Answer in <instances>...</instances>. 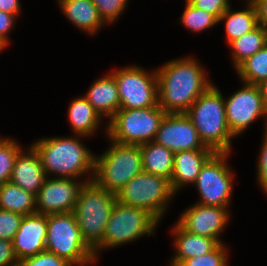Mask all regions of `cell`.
<instances>
[{
    "label": "cell",
    "instance_id": "cell-1",
    "mask_svg": "<svg viewBox=\"0 0 267 266\" xmlns=\"http://www.w3.org/2000/svg\"><path fill=\"white\" fill-rule=\"evenodd\" d=\"M199 60L189 55L174 58L156 69L158 105L166 113H186L212 84Z\"/></svg>",
    "mask_w": 267,
    "mask_h": 266
},
{
    "label": "cell",
    "instance_id": "cell-2",
    "mask_svg": "<svg viewBox=\"0 0 267 266\" xmlns=\"http://www.w3.org/2000/svg\"><path fill=\"white\" fill-rule=\"evenodd\" d=\"M72 135L39 138L30 145L39 154L47 177L74 178L84 183L92 181L95 154L81 141L89 137Z\"/></svg>",
    "mask_w": 267,
    "mask_h": 266
},
{
    "label": "cell",
    "instance_id": "cell-3",
    "mask_svg": "<svg viewBox=\"0 0 267 266\" xmlns=\"http://www.w3.org/2000/svg\"><path fill=\"white\" fill-rule=\"evenodd\" d=\"M185 114L206 147L215 153L232 152V139L236 137L227 124L224 96L214 83L193 102Z\"/></svg>",
    "mask_w": 267,
    "mask_h": 266
},
{
    "label": "cell",
    "instance_id": "cell-4",
    "mask_svg": "<svg viewBox=\"0 0 267 266\" xmlns=\"http://www.w3.org/2000/svg\"><path fill=\"white\" fill-rule=\"evenodd\" d=\"M116 201L115 194L94 180L85 182L80 188L73 214L84 242L92 251L102 243Z\"/></svg>",
    "mask_w": 267,
    "mask_h": 266
},
{
    "label": "cell",
    "instance_id": "cell-5",
    "mask_svg": "<svg viewBox=\"0 0 267 266\" xmlns=\"http://www.w3.org/2000/svg\"><path fill=\"white\" fill-rule=\"evenodd\" d=\"M100 156L95 154L93 180L103 189L117 194L134 176L143 171L141 148L138 145L109 140Z\"/></svg>",
    "mask_w": 267,
    "mask_h": 266
},
{
    "label": "cell",
    "instance_id": "cell-6",
    "mask_svg": "<svg viewBox=\"0 0 267 266\" xmlns=\"http://www.w3.org/2000/svg\"><path fill=\"white\" fill-rule=\"evenodd\" d=\"M159 223L150 212L116 201L107 222L102 243L93 251L96 260L106 249L138 241L143 236L154 235Z\"/></svg>",
    "mask_w": 267,
    "mask_h": 266
},
{
    "label": "cell",
    "instance_id": "cell-7",
    "mask_svg": "<svg viewBox=\"0 0 267 266\" xmlns=\"http://www.w3.org/2000/svg\"><path fill=\"white\" fill-rule=\"evenodd\" d=\"M46 251L66 259L73 266L97 263L94 252L84 242L73 212L47 215Z\"/></svg>",
    "mask_w": 267,
    "mask_h": 266
},
{
    "label": "cell",
    "instance_id": "cell-8",
    "mask_svg": "<svg viewBox=\"0 0 267 266\" xmlns=\"http://www.w3.org/2000/svg\"><path fill=\"white\" fill-rule=\"evenodd\" d=\"M165 115L166 112L159 105L119 109L103 129L108 140L140 146L154 141Z\"/></svg>",
    "mask_w": 267,
    "mask_h": 266
},
{
    "label": "cell",
    "instance_id": "cell-9",
    "mask_svg": "<svg viewBox=\"0 0 267 266\" xmlns=\"http://www.w3.org/2000/svg\"><path fill=\"white\" fill-rule=\"evenodd\" d=\"M176 194L170 181L142 171L134 176L117 194L119 203L142 208L162 221Z\"/></svg>",
    "mask_w": 267,
    "mask_h": 266
},
{
    "label": "cell",
    "instance_id": "cell-10",
    "mask_svg": "<svg viewBox=\"0 0 267 266\" xmlns=\"http://www.w3.org/2000/svg\"><path fill=\"white\" fill-rule=\"evenodd\" d=\"M231 153H214L202 166L194 188L200 198L197 202L205 206L230 207L234 187V171L228 165Z\"/></svg>",
    "mask_w": 267,
    "mask_h": 266
},
{
    "label": "cell",
    "instance_id": "cell-11",
    "mask_svg": "<svg viewBox=\"0 0 267 266\" xmlns=\"http://www.w3.org/2000/svg\"><path fill=\"white\" fill-rule=\"evenodd\" d=\"M117 84L120 109L158 106V81L156 68L151 72L143 66L127 65L109 71Z\"/></svg>",
    "mask_w": 267,
    "mask_h": 266
},
{
    "label": "cell",
    "instance_id": "cell-12",
    "mask_svg": "<svg viewBox=\"0 0 267 266\" xmlns=\"http://www.w3.org/2000/svg\"><path fill=\"white\" fill-rule=\"evenodd\" d=\"M242 85L231 96H224L227 124L235 137L260 118H264V131L267 130V109L258 85L243 82Z\"/></svg>",
    "mask_w": 267,
    "mask_h": 266
},
{
    "label": "cell",
    "instance_id": "cell-13",
    "mask_svg": "<svg viewBox=\"0 0 267 266\" xmlns=\"http://www.w3.org/2000/svg\"><path fill=\"white\" fill-rule=\"evenodd\" d=\"M84 182L74 178L47 177L36 195V213L49 215L73 212Z\"/></svg>",
    "mask_w": 267,
    "mask_h": 266
},
{
    "label": "cell",
    "instance_id": "cell-14",
    "mask_svg": "<svg viewBox=\"0 0 267 266\" xmlns=\"http://www.w3.org/2000/svg\"><path fill=\"white\" fill-rule=\"evenodd\" d=\"M230 213L227 207L194 203L180 214L176 222L187 232L225 243L220 236L230 222Z\"/></svg>",
    "mask_w": 267,
    "mask_h": 266
},
{
    "label": "cell",
    "instance_id": "cell-15",
    "mask_svg": "<svg viewBox=\"0 0 267 266\" xmlns=\"http://www.w3.org/2000/svg\"><path fill=\"white\" fill-rule=\"evenodd\" d=\"M154 141L173 153L185 150L210 149L201 141L197 129L185 113H166Z\"/></svg>",
    "mask_w": 267,
    "mask_h": 266
},
{
    "label": "cell",
    "instance_id": "cell-16",
    "mask_svg": "<svg viewBox=\"0 0 267 266\" xmlns=\"http://www.w3.org/2000/svg\"><path fill=\"white\" fill-rule=\"evenodd\" d=\"M47 215L34 213L23 216L13 240L18 260L46 250Z\"/></svg>",
    "mask_w": 267,
    "mask_h": 266
},
{
    "label": "cell",
    "instance_id": "cell-17",
    "mask_svg": "<svg viewBox=\"0 0 267 266\" xmlns=\"http://www.w3.org/2000/svg\"><path fill=\"white\" fill-rule=\"evenodd\" d=\"M46 178L39 154L31 145L24 147L17 155L10 181L37 195Z\"/></svg>",
    "mask_w": 267,
    "mask_h": 266
},
{
    "label": "cell",
    "instance_id": "cell-18",
    "mask_svg": "<svg viewBox=\"0 0 267 266\" xmlns=\"http://www.w3.org/2000/svg\"><path fill=\"white\" fill-rule=\"evenodd\" d=\"M214 153L212 149H197L179 151L174 154L170 184L176 195L185 186H193L202 166Z\"/></svg>",
    "mask_w": 267,
    "mask_h": 266
},
{
    "label": "cell",
    "instance_id": "cell-19",
    "mask_svg": "<svg viewBox=\"0 0 267 266\" xmlns=\"http://www.w3.org/2000/svg\"><path fill=\"white\" fill-rule=\"evenodd\" d=\"M174 224L170 228V233L173 236L175 251L169 266H176L183 260L208 254L220 244L216 239L187 232L177 222Z\"/></svg>",
    "mask_w": 267,
    "mask_h": 266
},
{
    "label": "cell",
    "instance_id": "cell-20",
    "mask_svg": "<svg viewBox=\"0 0 267 266\" xmlns=\"http://www.w3.org/2000/svg\"><path fill=\"white\" fill-rule=\"evenodd\" d=\"M83 96L103 120L107 118V122L120 109L117 84L110 72L96 79Z\"/></svg>",
    "mask_w": 267,
    "mask_h": 266
},
{
    "label": "cell",
    "instance_id": "cell-21",
    "mask_svg": "<svg viewBox=\"0 0 267 266\" xmlns=\"http://www.w3.org/2000/svg\"><path fill=\"white\" fill-rule=\"evenodd\" d=\"M62 14L73 26L94 36L106 26L92 0H57Z\"/></svg>",
    "mask_w": 267,
    "mask_h": 266
},
{
    "label": "cell",
    "instance_id": "cell-22",
    "mask_svg": "<svg viewBox=\"0 0 267 266\" xmlns=\"http://www.w3.org/2000/svg\"><path fill=\"white\" fill-rule=\"evenodd\" d=\"M68 122L73 134L91 138L97 134L99 127L104 123L102 117L94 110L93 106L84 96L72 99L67 108Z\"/></svg>",
    "mask_w": 267,
    "mask_h": 266
},
{
    "label": "cell",
    "instance_id": "cell-23",
    "mask_svg": "<svg viewBox=\"0 0 267 266\" xmlns=\"http://www.w3.org/2000/svg\"><path fill=\"white\" fill-rule=\"evenodd\" d=\"M245 8L241 10H233L232 5L218 18V24L224 22L226 41L240 38L243 34L251 32L258 23L257 10L251 0H243ZM246 3V4H245Z\"/></svg>",
    "mask_w": 267,
    "mask_h": 266
},
{
    "label": "cell",
    "instance_id": "cell-24",
    "mask_svg": "<svg viewBox=\"0 0 267 266\" xmlns=\"http://www.w3.org/2000/svg\"><path fill=\"white\" fill-rule=\"evenodd\" d=\"M143 171L171 180L174 166V154L168 148L150 141L140 145Z\"/></svg>",
    "mask_w": 267,
    "mask_h": 266
},
{
    "label": "cell",
    "instance_id": "cell-25",
    "mask_svg": "<svg viewBox=\"0 0 267 266\" xmlns=\"http://www.w3.org/2000/svg\"><path fill=\"white\" fill-rule=\"evenodd\" d=\"M36 195L25 191L11 181L0 185V209L23 216L36 213Z\"/></svg>",
    "mask_w": 267,
    "mask_h": 266
},
{
    "label": "cell",
    "instance_id": "cell-26",
    "mask_svg": "<svg viewBox=\"0 0 267 266\" xmlns=\"http://www.w3.org/2000/svg\"><path fill=\"white\" fill-rule=\"evenodd\" d=\"M267 44V28L258 25L251 32L243 34L240 38L231 41L228 46L230 47V59L233 68L236 69L243 61L257 53Z\"/></svg>",
    "mask_w": 267,
    "mask_h": 266
},
{
    "label": "cell",
    "instance_id": "cell-27",
    "mask_svg": "<svg viewBox=\"0 0 267 266\" xmlns=\"http://www.w3.org/2000/svg\"><path fill=\"white\" fill-rule=\"evenodd\" d=\"M243 83L258 85L267 79V44L253 56L243 61L236 69Z\"/></svg>",
    "mask_w": 267,
    "mask_h": 266
},
{
    "label": "cell",
    "instance_id": "cell-28",
    "mask_svg": "<svg viewBox=\"0 0 267 266\" xmlns=\"http://www.w3.org/2000/svg\"><path fill=\"white\" fill-rule=\"evenodd\" d=\"M184 2L186 4L185 9L179 18V21L188 31L202 33L203 31L210 30L218 25V19L213 14L196 8L188 1Z\"/></svg>",
    "mask_w": 267,
    "mask_h": 266
},
{
    "label": "cell",
    "instance_id": "cell-29",
    "mask_svg": "<svg viewBox=\"0 0 267 266\" xmlns=\"http://www.w3.org/2000/svg\"><path fill=\"white\" fill-rule=\"evenodd\" d=\"M23 149L16 139L0 135V185L10 181L17 155Z\"/></svg>",
    "mask_w": 267,
    "mask_h": 266
},
{
    "label": "cell",
    "instance_id": "cell-30",
    "mask_svg": "<svg viewBox=\"0 0 267 266\" xmlns=\"http://www.w3.org/2000/svg\"><path fill=\"white\" fill-rule=\"evenodd\" d=\"M220 243L208 254L190 258L179 262L176 266H230L228 245Z\"/></svg>",
    "mask_w": 267,
    "mask_h": 266
},
{
    "label": "cell",
    "instance_id": "cell-31",
    "mask_svg": "<svg viewBox=\"0 0 267 266\" xmlns=\"http://www.w3.org/2000/svg\"><path fill=\"white\" fill-rule=\"evenodd\" d=\"M130 0H92L100 17L109 26L114 24L124 13Z\"/></svg>",
    "mask_w": 267,
    "mask_h": 266
},
{
    "label": "cell",
    "instance_id": "cell-32",
    "mask_svg": "<svg viewBox=\"0 0 267 266\" xmlns=\"http://www.w3.org/2000/svg\"><path fill=\"white\" fill-rule=\"evenodd\" d=\"M23 215L0 209V239L13 242Z\"/></svg>",
    "mask_w": 267,
    "mask_h": 266
},
{
    "label": "cell",
    "instance_id": "cell-33",
    "mask_svg": "<svg viewBox=\"0 0 267 266\" xmlns=\"http://www.w3.org/2000/svg\"><path fill=\"white\" fill-rule=\"evenodd\" d=\"M17 266H73L66 259L54 253L43 251L34 256L18 260Z\"/></svg>",
    "mask_w": 267,
    "mask_h": 266
},
{
    "label": "cell",
    "instance_id": "cell-34",
    "mask_svg": "<svg viewBox=\"0 0 267 266\" xmlns=\"http://www.w3.org/2000/svg\"><path fill=\"white\" fill-rule=\"evenodd\" d=\"M263 138L260 147V153L258 154V161L256 165L257 184L260 189L263 190L267 196V130L263 131Z\"/></svg>",
    "mask_w": 267,
    "mask_h": 266
},
{
    "label": "cell",
    "instance_id": "cell-35",
    "mask_svg": "<svg viewBox=\"0 0 267 266\" xmlns=\"http://www.w3.org/2000/svg\"><path fill=\"white\" fill-rule=\"evenodd\" d=\"M191 5L207 13L213 14L217 19L231 6L230 0H187Z\"/></svg>",
    "mask_w": 267,
    "mask_h": 266
},
{
    "label": "cell",
    "instance_id": "cell-36",
    "mask_svg": "<svg viewBox=\"0 0 267 266\" xmlns=\"http://www.w3.org/2000/svg\"><path fill=\"white\" fill-rule=\"evenodd\" d=\"M18 259L14 252L13 242L0 239V266H17Z\"/></svg>",
    "mask_w": 267,
    "mask_h": 266
},
{
    "label": "cell",
    "instance_id": "cell-37",
    "mask_svg": "<svg viewBox=\"0 0 267 266\" xmlns=\"http://www.w3.org/2000/svg\"><path fill=\"white\" fill-rule=\"evenodd\" d=\"M17 16L3 12L0 10V39L8 45L10 44L9 33L14 29Z\"/></svg>",
    "mask_w": 267,
    "mask_h": 266
},
{
    "label": "cell",
    "instance_id": "cell-38",
    "mask_svg": "<svg viewBox=\"0 0 267 266\" xmlns=\"http://www.w3.org/2000/svg\"><path fill=\"white\" fill-rule=\"evenodd\" d=\"M20 0H0V10L14 16H19L22 12Z\"/></svg>",
    "mask_w": 267,
    "mask_h": 266
},
{
    "label": "cell",
    "instance_id": "cell-39",
    "mask_svg": "<svg viewBox=\"0 0 267 266\" xmlns=\"http://www.w3.org/2000/svg\"><path fill=\"white\" fill-rule=\"evenodd\" d=\"M257 10L258 23L267 28V0H251Z\"/></svg>",
    "mask_w": 267,
    "mask_h": 266
},
{
    "label": "cell",
    "instance_id": "cell-40",
    "mask_svg": "<svg viewBox=\"0 0 267 266\" xmlns=\"http://www.w3.org/2000/svg\"><path fill=\"white\" fill-rule=\"evenodd\" d=\"M258 87H259L260 92H261L263 103L267 109V79H265L261 83H259Z\"/></svg>",
    "mask_w": 267,
    "mask_h": 266
},
{
    "label": "cell",
    "instance_id": "cell-41",
    "mask_svg": "<svg viewBox=\"0 0 267 266\" xmlns=\"http://www.w3.org/2000/svg\"><path fill=\"white\" fill-rule=\"evenodd\" d=\"M8 47V44L0 39V53L3 52Z\"/></svg>",
    "mask_w": 267,
    "mask_h": 266
}]
</instances>
